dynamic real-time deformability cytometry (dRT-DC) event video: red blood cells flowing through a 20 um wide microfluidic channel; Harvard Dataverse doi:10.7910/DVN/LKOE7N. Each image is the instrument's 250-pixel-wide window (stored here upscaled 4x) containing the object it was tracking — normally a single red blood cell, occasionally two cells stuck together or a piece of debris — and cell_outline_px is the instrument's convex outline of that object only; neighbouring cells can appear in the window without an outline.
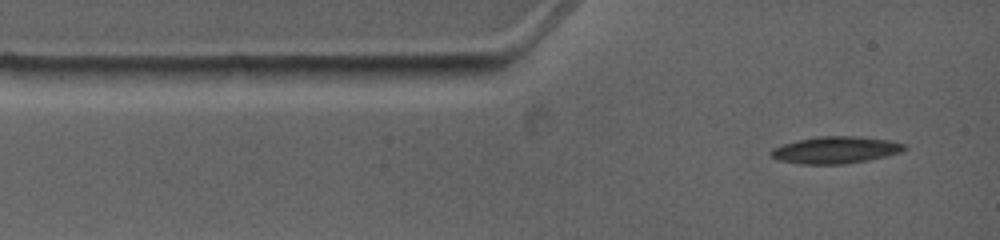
{"species": "common noctule bat (a hibernating species)", "species_latin": "Nyctalus noctula", "temperature_condition": "warm", "stored_images_in_passage": 6, "camera_frame_rate_fps": 4500, "um_per_image_px": 0.085, "animal": {"sex": "female", "body_mass_g": 19.0, "forearm_length_mm": 53.3}, "frame": {"image": 1, "passage_image": 1, "time_ms": 0.0, "image_size_px": [1000, 240], "cell_outline_px": [[908, 148], [900, 152], [868, 160], [844, 164], [800, 164], [780, 160], [768, 156], [768, 152], [772, 148], [796, 140], [820, 136], [852, 136], [888, 140], [908, 144]], "centroid_in_image_um": [70.99, 12.75], "position_along_channel_um": 14.0, "area_um2": 20.98}}
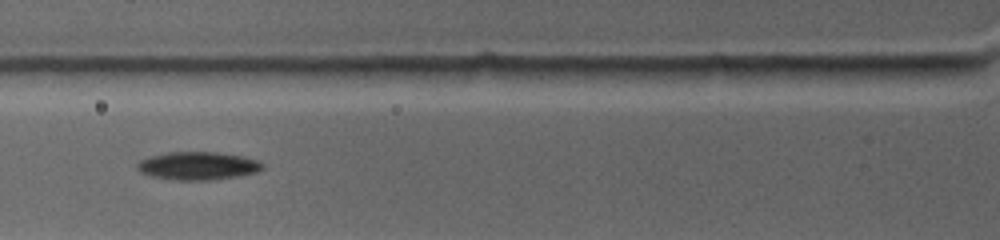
{"frame": {"image": 2, "passage_image": 4, "time_ms": 3.111, "image_size_px": [1000, 240], "cell_outline_px": [[264, 168], [256, 172], [240, 176], [212, 180], [176, 180], [152, 176], [140, 172], [136, 168], [136, 164], [140, 160], [148, 156], [168, 152], [216, 152], [244, 156], [260, 160], [264, 164]], "centroid_in_image_um": [16.84, 14.09], "position_along_channel_um": 109.0, "area_um2": 20.75}}
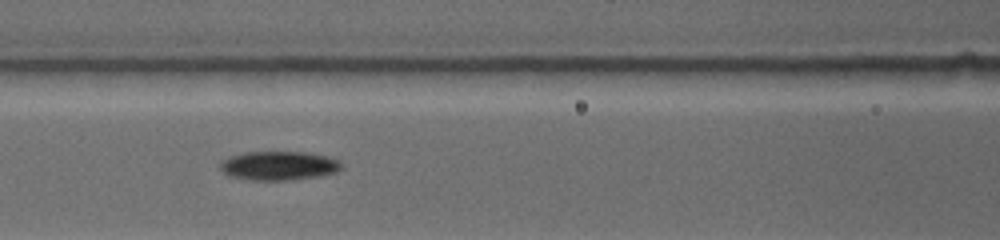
{"frame": {"image": 3, "passage_image": 5, "time_ms": 4.0, "image_size_px": [1000, 240], "cell_outline_px": [[344, 168], [336, 172], [320, 176], [288, 180], [248, 180], [228, 176], [220, 168], [220, 164], [228, 156], [244, 152], [308, 152], [328, 156], [340, 160], [344, 164]], "centroid_in_image_um": [23.74, 14.08], "position_along_channel_um": 142.9, "area_um2": 20.81}}